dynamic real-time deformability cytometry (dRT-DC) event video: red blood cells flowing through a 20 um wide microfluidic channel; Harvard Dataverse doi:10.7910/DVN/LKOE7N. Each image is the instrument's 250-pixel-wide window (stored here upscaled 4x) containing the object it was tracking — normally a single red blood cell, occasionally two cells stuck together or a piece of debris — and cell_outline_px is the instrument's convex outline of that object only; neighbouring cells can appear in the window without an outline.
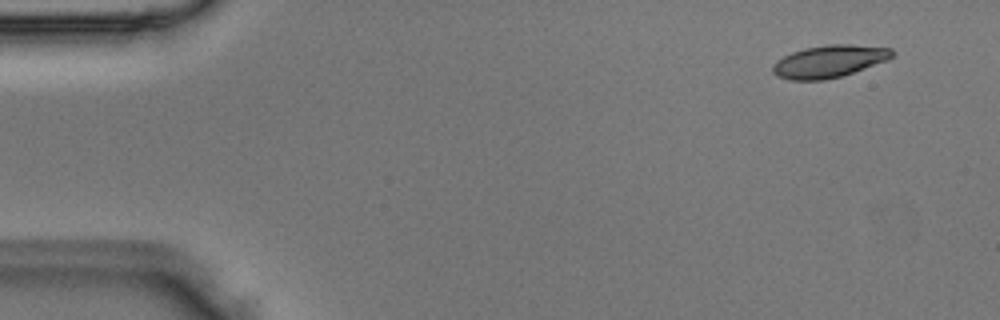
{"species": "Egyptian fruit bat (a non-hibernating species)", "species_latin": "Rousettus aegyptiacus", "temperature_condition": "room temperature", "stored_images_in_passage": 4, "camera_frame_rate_fps": 3000, "um_per_image_px": 0.085, "animal": {"sex": "male"}, "frame": {"image": 1, "passage_image": 1, "time_ms": 0.0, "image_size_px": [1000, 320], "cell_outline_px": [[896, 52], [888, 60], [840, 76], [824, 80], [788, 80], [776, 76], [772, 72], [772, 64], [776, 60], [792, 52], [804, 48], [828, 44], [848, 44], [892, 48]], "centroid_in_image_um": [70.45, 5.21], "position_along_channel_um": 14.6, "area_um2": 22.54}}
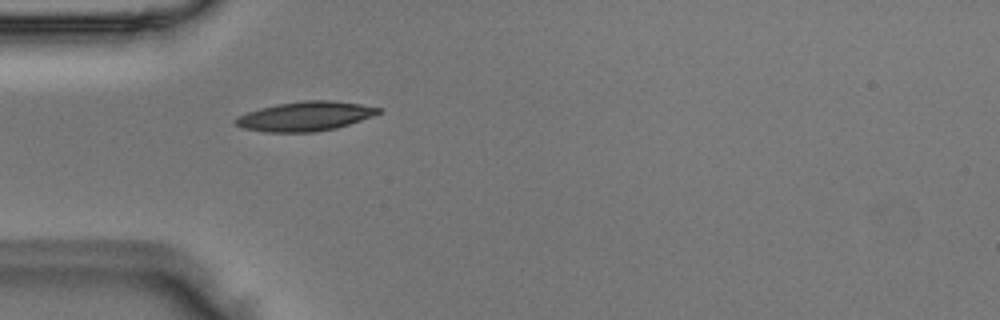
{"frame": {"image": 2, "passage_image": 4, "time_ms": 1.0, "image_size_px": [1000, 320], "cell_outline_px": [[380, 112], [372, 116], [336, 128], [316, 132], [264, 132], [244, 128], [236, 124], [232, 120], [236, 116], [260, 108], [280, 104], [304, 100], [328, 100], [360, 104], [380, 108]], "centroid_in_image_um": [25.9, 9.89], "position_along_channel_um": 59.1, "area_um2": 24.22}}